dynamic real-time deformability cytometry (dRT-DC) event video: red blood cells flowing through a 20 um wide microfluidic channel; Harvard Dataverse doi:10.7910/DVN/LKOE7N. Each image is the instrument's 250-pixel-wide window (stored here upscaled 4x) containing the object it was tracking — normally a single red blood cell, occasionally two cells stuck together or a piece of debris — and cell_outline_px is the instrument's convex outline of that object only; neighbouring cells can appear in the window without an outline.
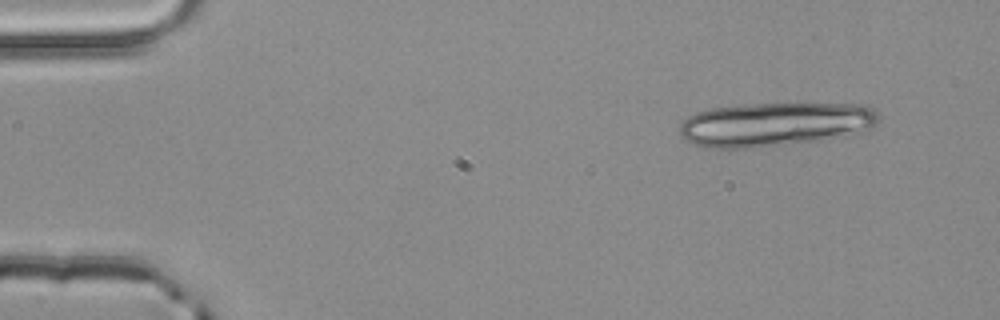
{"species": "common noctule bat (a hibernating species)", "species_latin": "Nyctalus noctula", "temperature_condition": "room temperature", "stored_images_in_passage": 3, "camera_frame_rate_fps": 3000, "um_per_image_px": 0.085, "animal": {"sex": "male", "body_mass_g": 20.4}, "frame": {"image": 1, "passage_image": 1, "time_ms": 0.0, "image_size_px": [1000, 320], "cell_outline_px": [[880, 120], [876, 124], [864, 132], [816, 140], [748, 148], [704, 148], [692, 144], [684, 140], [680, 136], [680, 124], [688, 116], [696, 112], [708, 108], [740, 104], [868, 104], [876, 108], [880, 112]], "centroid_in_image_um": [65.87, 10.55], "position_along_channel_um": 19.1, "area_um2": 51.38}}